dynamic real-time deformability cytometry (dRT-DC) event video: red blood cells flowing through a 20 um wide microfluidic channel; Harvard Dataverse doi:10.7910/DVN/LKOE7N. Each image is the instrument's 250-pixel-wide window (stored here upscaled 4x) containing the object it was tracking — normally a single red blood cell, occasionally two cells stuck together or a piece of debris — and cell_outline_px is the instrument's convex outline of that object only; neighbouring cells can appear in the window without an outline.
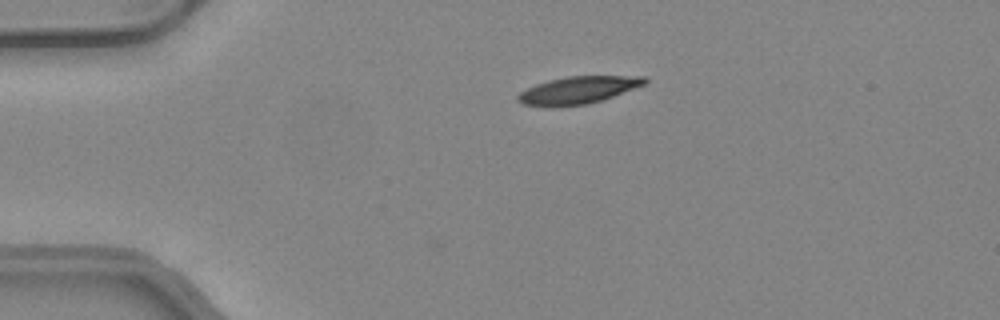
{"species": "common noctule bat (a hibernating species)", "species_latin": "Nyctalus noctula", "temperature_condition": "warm", "stored_images_in_passage": 2, "camera_frame_rate_fps": 3000, "um_per_image_px": 0.085, "animal": {"sex": "female", "body_mass_g": 24.6, "forearm_length_mm": 56.2}, "frame": {"image": 1, "passage_image": 2, "time_ms": 0.333, "image_size_px": [1000, 320], "cell_outline_px": [[648, 80], [644, 84], [612, 96], [588, 104], [520, 104], [516, 100], [516, 96], [520, 92], [536, 84], [548, 80], [568, 76], [644, 76]], "centroid_in_image_um": [49.15, 7.61], "position_along_channel_um": 35.9, "area_um2": 19.31}}